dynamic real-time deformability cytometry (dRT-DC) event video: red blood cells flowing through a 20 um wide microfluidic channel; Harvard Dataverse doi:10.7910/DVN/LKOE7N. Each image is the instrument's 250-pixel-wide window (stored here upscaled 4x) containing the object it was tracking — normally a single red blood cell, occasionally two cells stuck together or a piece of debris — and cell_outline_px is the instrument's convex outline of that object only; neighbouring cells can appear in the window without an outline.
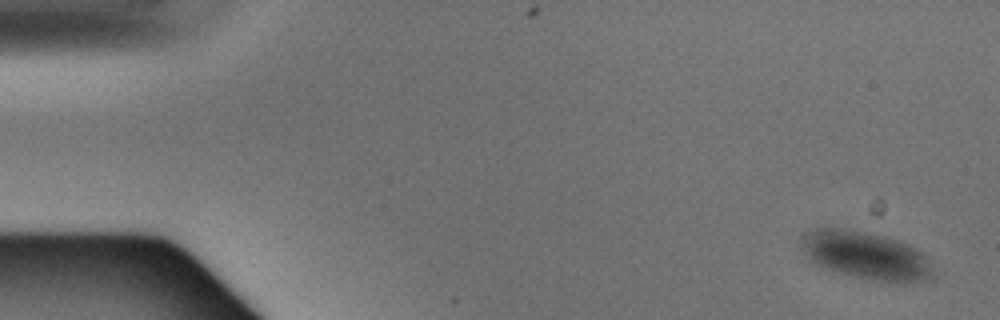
{"species": "Egyptian fruit bat (a non-hibernating species)", "species_latin": "Rousettus aegyptiacus", "temperature_condition": "warm", "stored_images_in_passage": 4, "camera_frame_rate_fps": 3000, "um_per_image_px": 0.085, "animal": {"sex": "male"}, "frame": {"image": 1, "passage_image": 1, "time_ms": 0.0, "image_size_px": [1000, 320], "cell_outline_px": [[932, 280], [868, 280], [812, 264], [808, 260], [800, 248], [812, 232], [816, 228], [840, 228], [880, 236], [896, 240], [916, 248], [924, 256], [932, 268]], "centroid_in_image_um": [73.57, 21.72], "position_along_channel_um": 11.4, "area_um2": 35.26}}
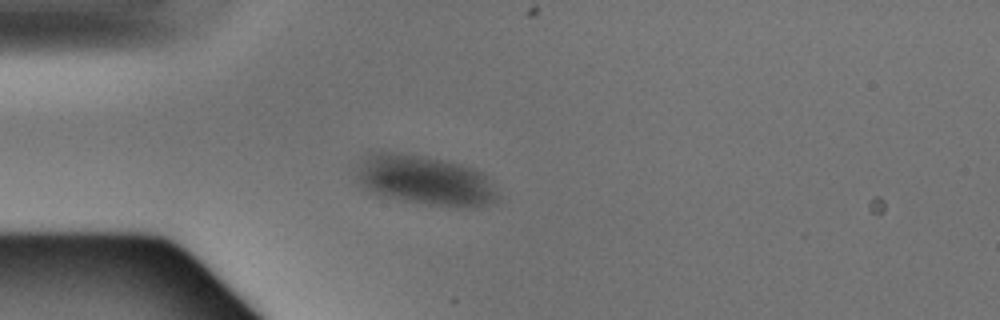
{"frame": {"image": 2, "passage_image": 4, "time_ms": 1.0, "image_size_px": [1000, 320], "cell_outline_px": [[500, 200], [488, 204], [452, 208], [376, 196], [360, 184], [356, 180], [356, 168], [360, 156], [376, 152], [400, 152], [424, 156], [444, 160], [460, 164], [484, 172], [492, 180], [500, 196]], "centroid_in_image_um": [36.1, 15.32], "position_along_channel_um": 48.9, "area_um2": 41.96}}